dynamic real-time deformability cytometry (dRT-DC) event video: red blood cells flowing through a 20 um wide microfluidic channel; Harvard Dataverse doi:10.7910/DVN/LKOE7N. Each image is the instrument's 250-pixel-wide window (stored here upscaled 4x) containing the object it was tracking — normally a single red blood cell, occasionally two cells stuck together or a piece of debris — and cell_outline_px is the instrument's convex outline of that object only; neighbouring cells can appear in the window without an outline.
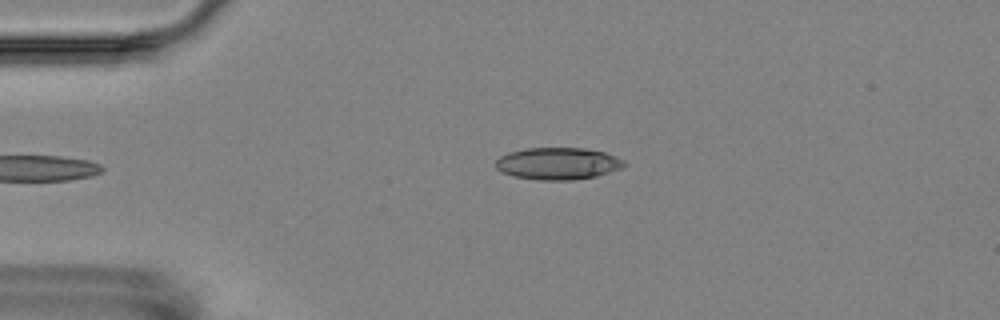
{"species": "Egyptian fruit bat (a non-hibernating species)", "species_latin": "Rousettus aegyptiacus", "temperature_condition": "room temperature", "stored_images_in_passage": 6, "camera_frame_rate_fps": 3000, "um_per_image_px": 0.085, "animal": {"sex": "female"}, "frame": {"image": 1, "passage_image": 6, "time_ms": 5.667, "image_size_px": [1000, 320], "cell_outline_px": [[628, 164], [624, 168], [596, 176], [572, 180], [536, 180], [512, 176], [500, 172], [496, 168], [496, 160], [500, 156], [508, 152], [524, 148], [584, 148], [604, 152], [616, 156], [624, 160]], "centroid_in_image_um": [47.42, 13.9], "position_along_channel_um": 37.6, "area_um2": 24.33}}